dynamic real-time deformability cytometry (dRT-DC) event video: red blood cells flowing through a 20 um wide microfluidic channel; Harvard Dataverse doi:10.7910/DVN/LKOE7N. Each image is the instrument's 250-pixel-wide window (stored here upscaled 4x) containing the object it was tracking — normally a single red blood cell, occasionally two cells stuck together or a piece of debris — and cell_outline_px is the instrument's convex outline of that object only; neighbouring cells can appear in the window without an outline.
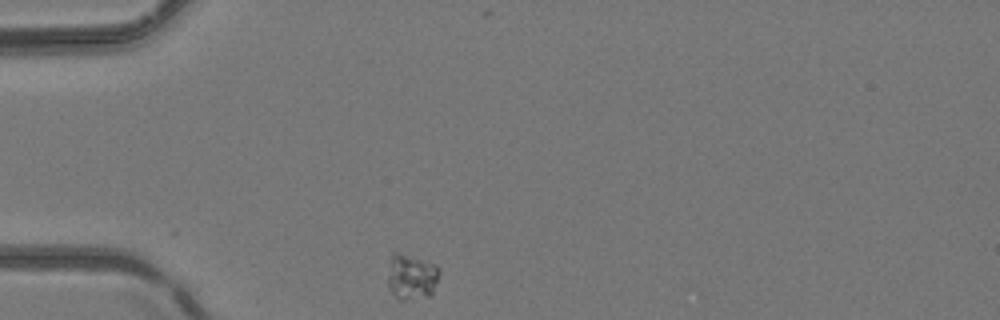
{"species": "common noctule bat (a hibernating species)", "species_latin": "Nyctalus noctula", "temperature_condition": "room temperature", "stored_images_in_passage": 2, "camera_frame_rate_fps": 3000, "um_per_image_px": 0.085, "animal": {"sex": "female", "body_mass_g": 24.6, "forearm_length_mm": 56.2}, "frame": {"image": 1, "passage_image": 1, "time_ms": 0.0, "image_size_px": [1000, 320], "cell_outline_px": [[440, 272], [432, 292], [428, 296], [404, 300], [400, 300], [388, 288], [388, 276], [392, 256], [396, 252], [436, 264], [440, 268]], "centroid_in_image_um": [34.99, 23.54], "position_along_channel_um": 50.0, "area_um2": 13.35}}